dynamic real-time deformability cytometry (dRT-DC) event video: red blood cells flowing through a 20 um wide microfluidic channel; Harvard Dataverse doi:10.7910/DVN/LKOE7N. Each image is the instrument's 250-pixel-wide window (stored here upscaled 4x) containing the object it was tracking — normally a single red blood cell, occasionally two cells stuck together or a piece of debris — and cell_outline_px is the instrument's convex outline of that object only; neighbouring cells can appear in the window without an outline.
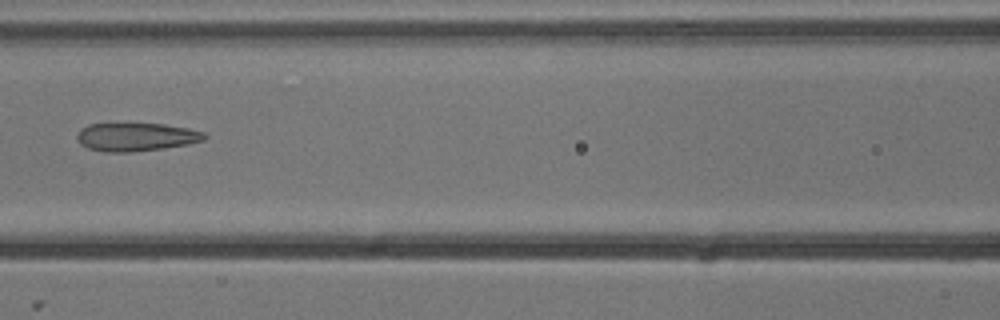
{"species": "common noctule bat (a hibernating species)", "species_latin": "Nyctalus noctula", "temperature_condition": "cold", "stored_images_in_passage": 5, "camera_frame_rate_fps": 3000, "um_per_image_px": 0.085, "animal": {"sex": "male", "body_mass_g": 13.3}, "frame": {"image": 1, "passage_image": 4, "time_ms": 1.0, "image_size_px": [1000, 320], "cell_outline_px": [[208, 136], [204, 140], [188, 144], [132, 152], [104, 152], [88, 148], [80, 144], [76, 136], [80, 128], [88, 124], [164, 124], [188, 128], [204, 132]], "centroid_in_image_um": [11.55, 11.64], "position_along_channel_um": 155.0, "area_um2": 20.92}}
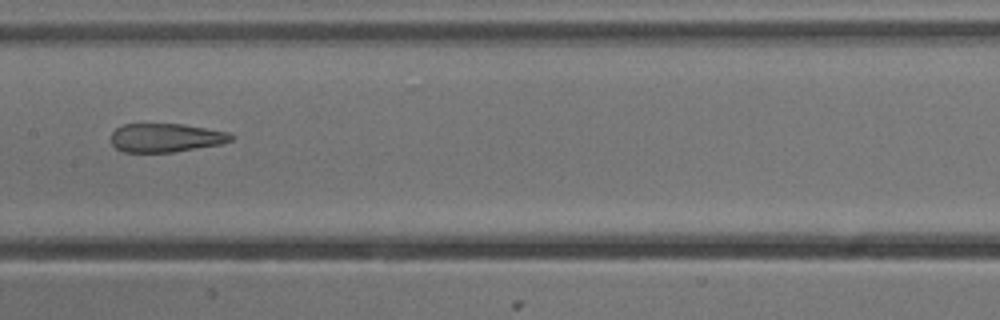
{"frame": {"image": 2, "passage_image": 5, "time_ms": 1.333, "image_size_px": [1000, 320], "cell_outline_px": [[236, 136], [232, 140], [220, 144], [172, 152], [124, 152], [116, 148], [112, 144], [112, 132], [116, 128], [124, 124], [184, 124], [228, 132]], "centroid_in_image_um": [14.1, 11.7], "position_along_channel_um": 193.3, "area_um2": 20.0}}